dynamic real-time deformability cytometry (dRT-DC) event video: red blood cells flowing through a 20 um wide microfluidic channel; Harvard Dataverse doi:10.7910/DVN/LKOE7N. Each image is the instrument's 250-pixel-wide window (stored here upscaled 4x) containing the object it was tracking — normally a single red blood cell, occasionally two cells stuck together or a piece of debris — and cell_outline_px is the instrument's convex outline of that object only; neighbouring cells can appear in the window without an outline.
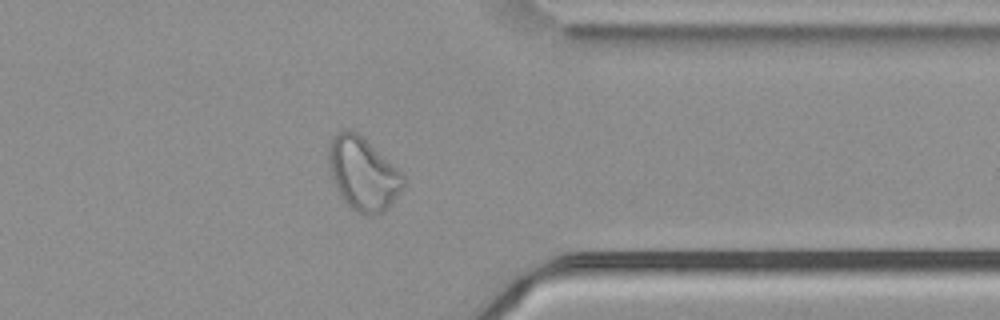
{"species": "common noctule bat (a hibernating species)", "species_latin": "Nyctalus noctula", "temperature_condition": "cold", "stored_images_in_passage": 38, "camera_frame_rate_fps": 3000, "um_per_image_px": 0.085, "animal": {"sex": "male", "body_mass_g": 21.5, "forearm_length_mm": 52.0}, "frame": {"image": 1, "passage_image": 27, "time_ms": 8.667, "image_size_px": [1000, 320], "cell_outline_px": [[404, 188], [388, 208], [384, 212], [372, 216], [368, 216], [356, 212], [340, 196], [336, 188], [328, 168], [328, 144], [332, 136], [336, 132], [344, 128], [348, 128], [356, 132], [400, 168], [404, 176]], "centroid_in_image_um": [30.86, 14.75], "position_along_channel_um": 380.5, "area_um2": 32.43}, "authors_computed_cell_mechanics": {"area_um2": 28.6977, "velocity_mm_per_s": 3.7139, "shape_relaxation_time_tau1_ms": null, "shape_relaxation_time_tau2_ms": 1.4353, "deformation_change_tau1": null, "deformation_change_tau2": 0.0669}}